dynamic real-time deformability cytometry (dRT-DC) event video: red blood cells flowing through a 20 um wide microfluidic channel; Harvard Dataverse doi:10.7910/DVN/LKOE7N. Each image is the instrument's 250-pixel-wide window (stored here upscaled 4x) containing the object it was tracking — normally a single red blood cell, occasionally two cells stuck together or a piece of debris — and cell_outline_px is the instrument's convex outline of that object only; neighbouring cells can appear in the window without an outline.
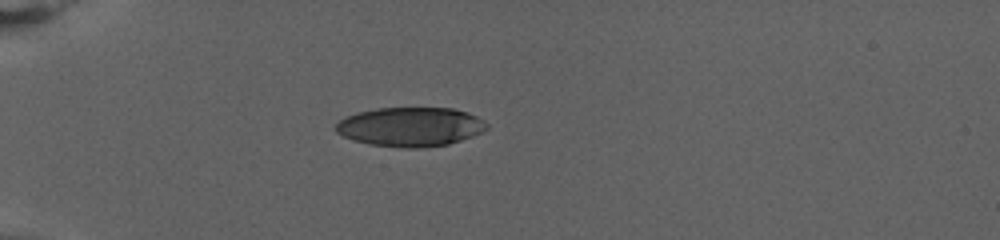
{"species": "human", "species_latin": "Homo sapiens", "temperature_condition": "warm", "stored_images_in_passage": 53, "camera_frame_rate_fps": 3000, "um_per_image_px": 0.085, "donor": {"sex": "female"}, "frame": {"image": 1, "passage_image": 1, "time_ms": 0.0, "image_size_px": [1000, 240], "cell_outline_px": [[488, 128], [472, 136], [448, 144], [420, 148], [404, 148], [372, 144], [352, 140], [336, 132], [336, 124], [344, 116], [356, 112], [376, 108], [452, 108], [468, 112], [484, 120], [488, 124]], "centroid_in_image_um": [34.88, 10.77], "position_along_channel_um": 50.1, "area_um2": 34.51}}
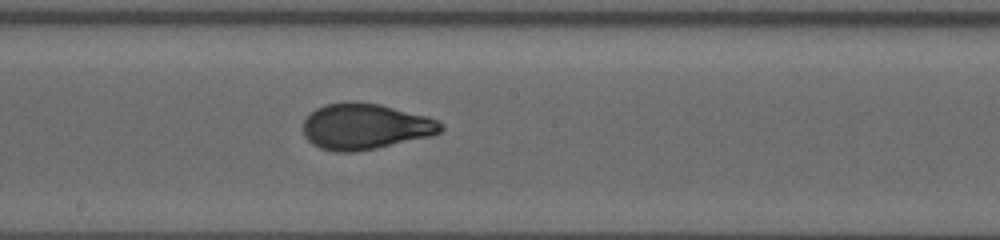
{"frame": {"image": 2, "passage_image": 22, "time_ms": 7.0, "image_size_px": [1000, 240], "cell_outline_px": [[444, 128], [440, 132], [432, 136], [376, 148], [352, 152], [336, 152], [320, 148], [312, 144], [304, 136], [304, 120], [316, 108], [324, 104], [352, 100], [380, 104], [428, 116], [436, 120]], "centroid_in_image_um": [31.03, 10.74], "position_along_channel_um": 217.2, "area_um2": 36.99}}
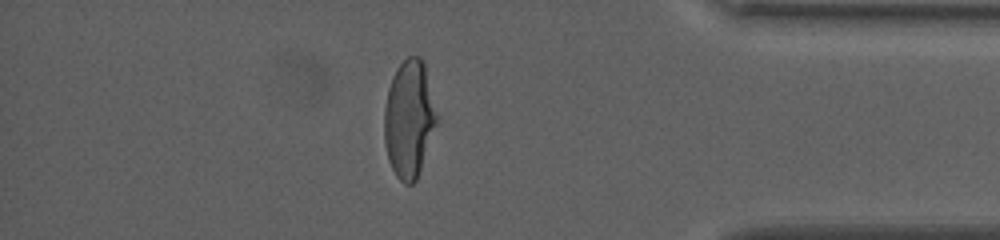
{"frame": {"image": 3, "passage_image": 44, "time_ms": 14.333, "image_size_px": [1000, 240], "cell_outline_px": [[440, 116], [416, 180], [412, 184], [404, 184], [396, 176], [388, 160], [384, 140], [384, 108], [388, 88], [392, 76], [396, 68], [408, 56], [420, 56], [424, 60]], "centroid_in_image_um": [34.8, 10.06], "position_along_channel_um": 400.4, "area_um2": 36.65}, "authors_computed_cell_mechanics": {"area_um2": 36.4718, "velocity_mm_per_s": 2.822, "shape_relaxation_time_tau1_ms": 6.9647, "shape_relaxation_time_tau2_ms": 1.0943, "deformation_change_tau1": 0.2481, "deformation_change_tau2": 0.0596}}